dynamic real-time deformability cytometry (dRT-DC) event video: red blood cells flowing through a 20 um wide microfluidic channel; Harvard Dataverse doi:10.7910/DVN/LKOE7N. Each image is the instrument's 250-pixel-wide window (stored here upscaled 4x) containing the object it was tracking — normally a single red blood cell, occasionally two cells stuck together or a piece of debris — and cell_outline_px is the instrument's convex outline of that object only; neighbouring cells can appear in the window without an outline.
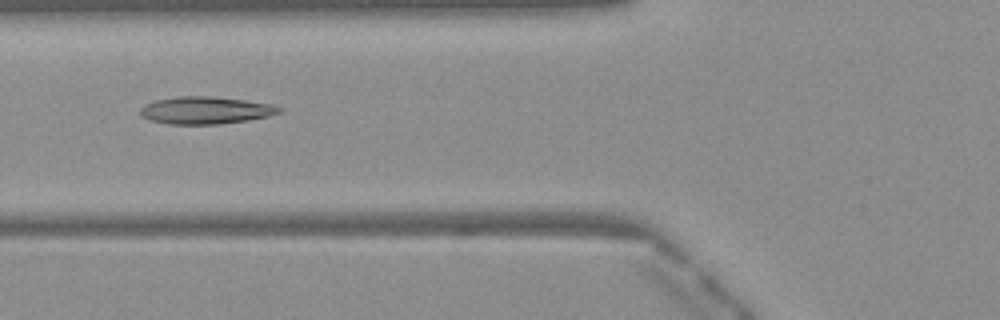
{"species": "Egyptian fruit bat (a non-hibernating species)", "species_latin": "Rousettus aegyptiacus", "temperature_condition": "warm", "stored_images_in_passage": 33, "camera_frame_rate_fps": 3000, "um_per_image_px": 0.085, "frame": {"image": 1, "passage_image": 5, "time_ms": 1.333, "image_size_px": [1000, 320], "cell_outline_px": [[280, 112], [268, 116], [248, 120], [220, 124], [168, 124], [148, 120], [140, 116], [140, 108], [144, 104], [156, 100], [176, 96], [212, 96], [244, 100], [272, 104], [280, 108]], "centroid_in_image_um": [17.41, 9.37], "position_along_channel_um": 108.4, "area_um2": 22.2}}
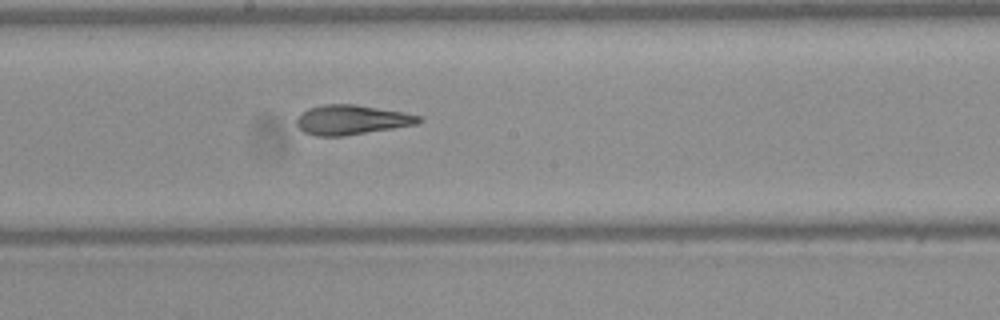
{"frame": {"image": 2, "passage_image": 13, "time_ms": 4.0, "image_size_px": [1000, 320], "cell_outline_px": [[424, 120], [416, 124], [344, 136], [316, 136], [304, 132], [296, 124], [296, 120], [308, 108], [324, 104], [356, 104], [404, 112], [424, 116]], "centroid_in_image_um": [29.93, 10.18], "position_along_channel_um": 218.3, "area_um2": 21.1}}
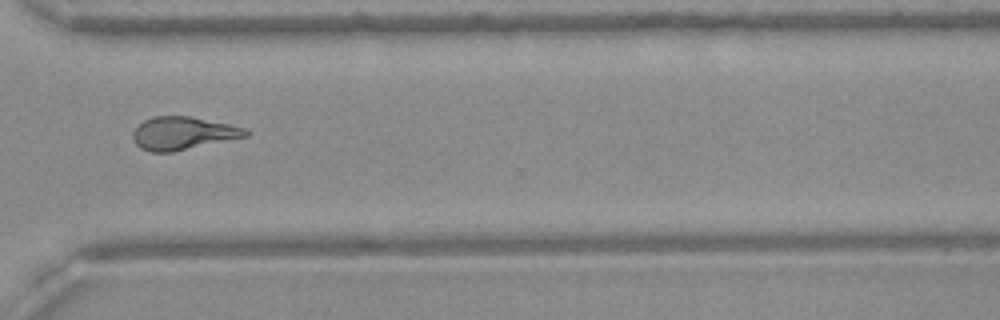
{"frame": {"image": 3, "passage_image": 23, "time_ms": 7.333, "image_size_px": [1000, 320], "cell_outline_px": [[252, 132], [248, 136], [172, 152], [152, 152], [140, 148], [136, 144], [132, 136], [132, 132], [144, 120], [152, 116], [188, 116], [228, 124], [244, 128]], "centroid_in_image_um": [15.54, 11.33], "position_along_channel_um": 355.1, "area_um2": 21.5}, "authors_computed_cell_mechanics": {"area_um2": 21.2704, "velocity_mm_per_s": 4.1107, "shape_relaxation_time_tau1_ms": 10.5575, "shape_relaxation_time_tau2_ms": 1.9329, "deformation_change_tau1": 0.3063, "deformation_change_tau2": 0.1207}}